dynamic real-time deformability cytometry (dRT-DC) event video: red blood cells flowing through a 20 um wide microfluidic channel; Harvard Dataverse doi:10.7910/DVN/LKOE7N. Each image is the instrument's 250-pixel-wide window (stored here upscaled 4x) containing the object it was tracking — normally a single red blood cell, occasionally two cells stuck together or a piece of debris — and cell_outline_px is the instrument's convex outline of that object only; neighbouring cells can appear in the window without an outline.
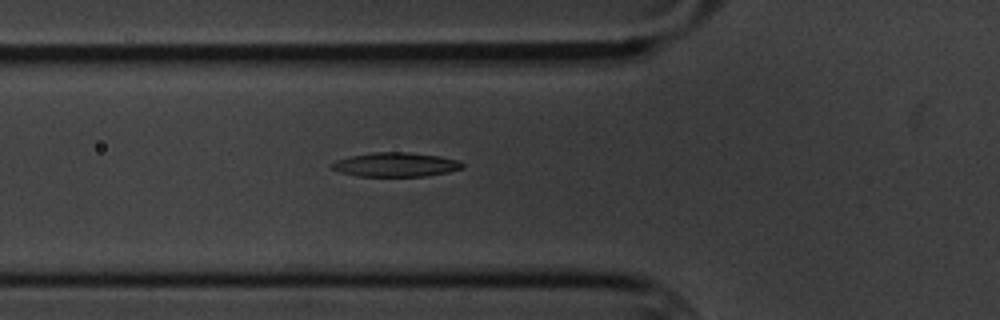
{"species": "common noctule bat (a hibernating species)", "species_latin": "Nyctalus noctula", "temperature_condition": "cold", "stored_images_in_passage": 6, "camera_frame_rate_fps": 3000, "um_per_image_px": 0.085, "animal": {"sex": "male", "body_mass_g": 20.1, "forearm_length_mm": 53.5}, "frame": {"image": 1, "passage_image": 6, "time_ms": 5.667, "image_size_px": [1000, 320], "cell_outline_px": [[464, 168], [448, 172], [424, 176], [356, 176], [340, 172], [332, 168], [328, 164], [336, 160], [348, 156], [372, 152], [408, 152], [440, 156], [456, 160], [464, 164]], "centroid_in_image_um": [33.59, 13.99], "position_along_channel_um": 92.2, "area_um2": 18.5}}